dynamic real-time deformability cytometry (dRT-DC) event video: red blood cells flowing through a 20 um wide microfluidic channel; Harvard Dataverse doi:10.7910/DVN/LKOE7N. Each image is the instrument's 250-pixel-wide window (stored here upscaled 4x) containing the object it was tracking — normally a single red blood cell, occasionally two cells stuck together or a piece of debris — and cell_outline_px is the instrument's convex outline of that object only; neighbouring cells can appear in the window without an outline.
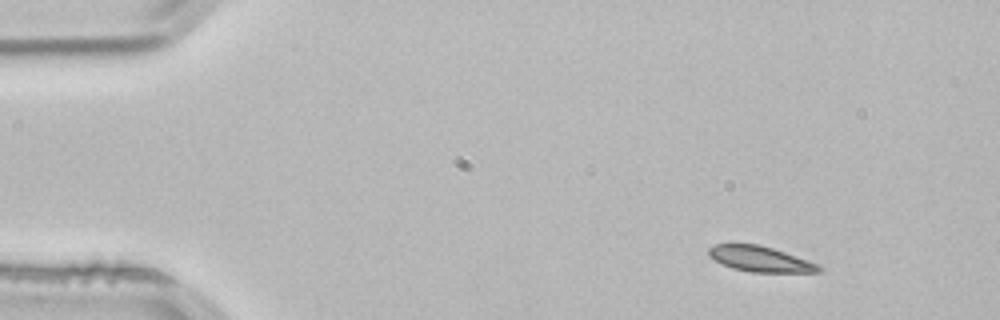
{"species": "common noctule bat (a hibernating species)", "species_latin": "Nyctalus noctula", "temperature_condition": "room temperature", "stored_images_in_passage": 48, "camera_frame_rate_fps": 3000, "um_per_image_px": 0.085, "animal": {"sex": "male", "body_mass_g": 21.5, "forearm_length_mm": 52.0}, "frame": {"image": 1, "passage_image": 1, "time_ms": 0.0, "image_size_px": [1000, 320], "cell_outline_px": [[824, 268], [820, 272], [752, 272], [732, 268], [708, 256], [708, 248], [716, 244], [760, 244], [820, 264]], "centroid_in_image_um": [64.65, 22.01], "position_along_channel_um": 20.3, "area_um2": 16.3}}
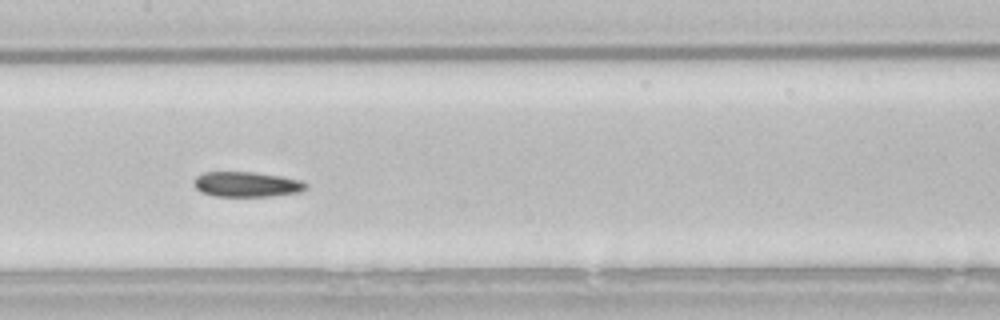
{"frame": {"image": 2, "passage_image": 21, "time_ms": 6.667, "image_size_px": [1000, 320], "cell_outline_px": [[308, 188], [300, 192], [272, 196], [216, 196], [200, 192], [192, 184], [192, 180], [200, 172], [256, 172], [284, 176], [300, 180], [308, 184]], "centroid_in_image_um": [20.96, 15.66], "position_along_channel_um": 186.4, "area_um2": 16.76}}
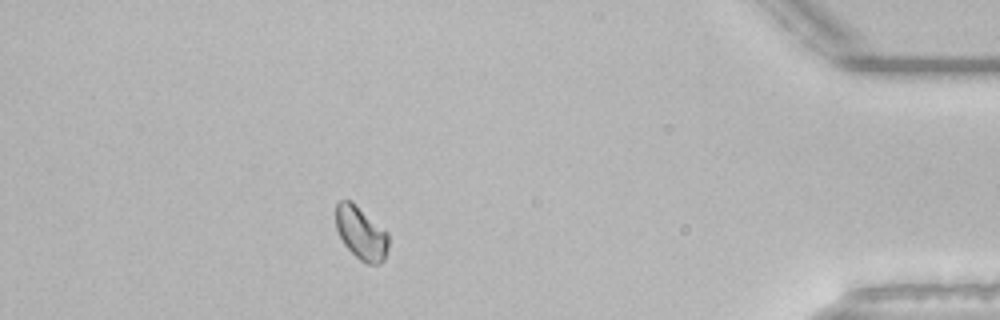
{"frame": {"image": 3, "passage_image": 42, "time_ms": 13.667, "image_size_px": [1000, 320], "cell_outline_px": [[388, 248], [384, 260], [380, 264], [368, 264], [360, 260], [344, 244], [336, 228], [336, 204], [340, 200], [352, 200], [384, 228], [388, 232]], "centroid_in_image_um": [30.71, 19.79], "position_along_channel_um": 404.5, "area_um2": 16.42}, "authors_computed_cell_mechanics": {"area_um2": 16.7331, "velocity_mm_per_s": 3.8178, "shape_relaxation_time_tau1_ms": 5.487, "shape_relaxation_time_tau2_ms": null, "deformation_change_tau1": 0.0794, "deformation_change_tau2": null}}